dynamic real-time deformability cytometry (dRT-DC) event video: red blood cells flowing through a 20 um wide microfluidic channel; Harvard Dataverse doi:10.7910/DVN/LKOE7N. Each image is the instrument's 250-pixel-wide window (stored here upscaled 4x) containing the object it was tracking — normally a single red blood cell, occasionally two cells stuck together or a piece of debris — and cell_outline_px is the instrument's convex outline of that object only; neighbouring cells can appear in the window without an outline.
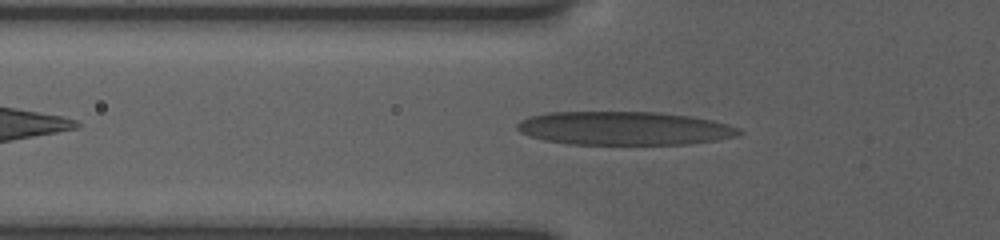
{"species": "human", "species_latin": "Homo sapiens", "temperature_condition": "room temperature", "stored_images_in_passage": 11, "camera_frame_rate_fps": 3000, "um_per_image_px": 0.085, "donor": {"sex": "female"}, "frame": {"image": 1, "passage_image": 2, "time_ms": 0.333, "image_size_px": [1000, 240], "cell_outline_px": [[744, 132], [736, 136], [716, 140], [684, 144], [572, 144], [544, 140], [520, 132], [516, 128], [516, 124], [532, 116], [548, 112], [656, 112], [688, 116], [712, 120], [728, 124]], "centroid_in_image_um": [53.07, 10.9], "position_along_channel_um": 72.7, "area_um2": 42.95}}
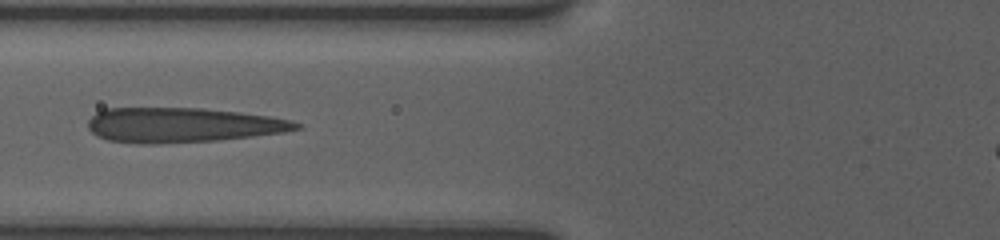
{"frame": {"image": 2, "passage_image": 8, "time_ms": 1.333, "image_size_px": [1000, 240], "cell_outline_px": [[304, 128], [280, 132], [216, 140], [156, 144], [140, 144], [108, 140], [92, 132], [88, 128], [88, 120], [96, 112], [104, 108], [200, 108], [240, 112], [268, 116], [288, 120], [300, 124]], "centroid_in_image_um": [15.44, 10.62], "position_along_channel_um": 110.4, "area_um2": 41.85}}